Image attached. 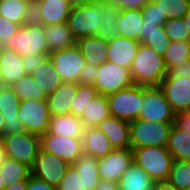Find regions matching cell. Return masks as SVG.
Wrapping results in <instances>:
<instances>
[{"instance_id": "cell-1", "label": "cell", "mask_w": 190, "mask_h": 190, "mask_svg": "<svg viewBox=\"0 0 190 190\" xmlns=\"http://www.w3.org/2000/svg\"><path fill=\"white\" fill-rule=\"evenodd\" d=\"M135 85L159 86L168 73L164 58L152 48L140 43L130 67Z\"/></svg>"}, {"instance_id": "cell-2", "label": "cell", "mask_w": 190, "mask_h": 190, "mask_svg": "<svg viewBox=\"0 0 190 190\" xmlns=\"http://www.w3.org/2000/svg\"><path fill=\"white\" fill-rule=\"evenodd\" d=\"M67 24L76 40L95 36L97 29L102 28L100 4L75 1L67 19Z\"/></svg>"}, {"instance_id": "cell-3", "label": "cell", "mask_w": 190, "mask_h": 190, "mask_svg": "<svg viewBox=\"0 0 190 190\" xmlns=\"http://www.w3.org/2000/svg\"><path fill=\"white\" fill-rule=\"evenodd\" d=\"M174 122L136 119L130 122L131 148L166 147Z\"/></svg>"}, {"instance_id": "cell-4", "label": "cell", "mask_w": 190, "mask_h": 190, "mask_svg": "<svg viewBox=\"0 0 190 190\" xmlns=\"http://www.w3.org/2000/svg\"><path fill=\"white\" fill-rule=\"evenodd\" d=\"M131 149L133 150L134 162H136L151 179L155 182L168 179L174 159L166 147L148 146Z\"/></svg>"}, {"instance_id": "cell-5", "label": "cell", "mask_w": 190, "mask_h": 190, "mask_svg": "<svg viewBox=\"0 0 190 190\" xmlns=\"http://www.w3.org/2000/svg\"><path fill=\"white\" fill-rule=\"evenodd\" d=\"M0 140L7 157L32 168L41 148V136L24 131L3 135Z\"/></svg>"}, {"instance_id": "cell-6", "label": "cell", "mask_w": 190, "mask_h": 190, "mask_svg": "<svg viewBox=\"0 0 190 190\" xmlns=\"http://www.w3.org/2000/svg\"><path fill=\"white\" fill-rule=\"evenodd\" d=\"M111 116L133 121L138 119L143 104V86L132 85L107 96Z\"/></svg>"}, {"instance_id": "cell-7", "label": "cell", "mask_w": 190, "mask_h": 190, "mask_svg": "<svg viewBox=\"0 0 190 190\" xmlns=\"http://www.w3.org/2000/svg\"><path fill=\"white\" fill-rule=\"evenodd\" d=\"M16 51L21 56L32 54H49L45 38L44 25L20 26L16 34L3 46Z\"/></svg>"}, {"instance_id": "cell-8", "label": "cell", "mask_w": 190, "mask_h": 190, "mask_svg": "<svg viewBox=\"0 0 190 190\" xmlns=\"http://www.w3.org/2000/svg\"><path fill=\"white\" fill-rule=\"evenodd\" d=\"M47 99L22 100L18 106V118L25 131L42 136L47 133L50 122Z\"/></svg>"}, {"instance_id": "cell-9", "label": "cell", "mask_w": 190, "mask_h": 190, "mask_svg": "<svg viewBox=\"0 0 190 190\" xmlns=\"http://www.w3.org/2000/svg\"><path fill=\"white\" fill-rule=\"evenodd\" d=\"M97 92L106 96L134 85L129 68L105 61L98 67L94 82Z\"/></svg>"}, {"instance_id": "cell-10", "label": "cell", "mask_w": 190, "mask_h": 190, "mask_svg": "<svg viewBox=\"0 0 190 190\" xmlns=\"http://www.w3.org/2000/svg\"><path fill=\"white\" fill-rule=\"evenodd\" d=\"M175 115L159 86H143V104L138 119L174 122Z\"/></svg>"}, {"instance_id": "cell-11", "label": "cell", "mask_w": 190, "mask_h": 190, "mask_svg": "<svg viewBox=\"0 0 190 190\" xmlns=\"http://www.w3.org/2000/svg\"><path fill=\"white\" fill-rule=\"evenodd\" d=\"M69 166L61 157L40 148L31 168V175L57 188Z\"/></svg>"}, {"instance_id": "cell-12", "label": "cell", "mask_w": 190, "mask_h": 190, "mask_svg": "<svg viewBox=\"0 0 190 190\" xmlns=\"http://www.w3.org/2000/svg\"><path fill=\"white\" fill-rule=\"evenodd\" d=\"M56 72L63 82L78 83L86 61L77 45L49 53Z\"/></svg>"}, {"instance_id": "cell-13", "label": "cell", "mask_w": 190, "mask_h": 190, "mask_svg": "<svg viewBox=\"0 0 190 190\" xmlns=\"http://www.w3.org/2000/svg\"><path fill=\"white\" fill-rule=\"evenodd\" d=\"M133 161L132 149H113L109 154L97 159L100 180L118 183Z\"/></svg>"}, {"instance_id": "cell-14", "label": "cell", "mask_w": 190, "mask_h": 190, "mask_svg": "<svg viewBox=\"0 0 190 190\" xmlns=\"http://www.w3.org/2000/svg\"><path fill=\"white\" fill-rule=\"evenodd\" d=\"M41 148L48 153L61 157L70 165L75 163L83 153L82 138L58 134L42 135Z\"/></svg>"}, {"instance_id": "cell-15", "label": "cell", "mask_w": 190, "mask_h": 190, "mask_svg": "<svg viewBox=\"0 0 190 190\" xmlns=\"http://www.w3.org/2000/svg\"><path fill=\"white\" fill-rule=\"evenodd\" d=\"M175 114L190 111V79L165 76L159 85Z\"/></svg>"}, {"instance_id": "cell-16", "label": "cell", "mask_w": 190, "mask_h": 190, "mask_svg": "<svg viewBox=\"0 0 190 190\" xmlns=\"http://www.w3.org/2000/svg\"><path fill=\"white\" fill-rule=\"evenodd\" d=\"M19 97L11 87H0V112L3 115L5 125L2 130V136L21 133L25 129L18 118Z\"/></svg>"}, {"instance_id": "cell-17", "label": "cell", "mask_w": 190, "mask_h": 190, "mask_svg": "<svg viewBox=\"0 0 190 190\" xmlns=\"http://www.w3.org/2000/svg\"><path fill=\"white\" fill-rule=\"evenodd\" d=\"M140 43L122 36L111 39L108 41L107 61L130 69Z\"/></svg>"}, {"instance_id": "cell-18", "label": "cell", "mask_w": 190, "mask_h": 190, "mask_svg": "<svg viewBox=\"0 0 190 190\" xmlns=\"http://www.w3.org/2000/svg\"><path fill=\"white\" fill-rule=\"evenodd\" d=\"M1 84L10 87L20 78L27 75L22 64V56L16 51L0 47Z\"/></svg>"}, {"instance_id": "cell-19", "label": "cell", "mask_w": 190, "mask_h": 190, "mask_svg": "<svg viewBox=\"0 0 190 190\" xmlns=\"http://www.w3.org/2000/svg\"><path fill=\"white\" fill-rule=\"evenodd\" d=\"M97 127L108 137L114 149H131L129 121L110 116Z\"/></svg>"}, {"instance_id": "cell-20", "label": "cell", "mask_w": 190, "mask_h": 190, "mask_svg": "<svg viewBox=\"0 0 190 190\" xmlns=\"http://www.w3.org/2000/svg\"><path fill=\"white\" fill-rule=\"evenodd\" d=\"M85 125L80 117L71 113L51 116L49 128L46 134H58L74 138H82Z\"/></svg>"}, {"instance_id": "cell-21", "label": "cell", "mask_w": 190, "mask_h": 190, "mask_svg": "<svg viewBox=\"0 0 190 190\" xmlns=\"http://www.w3.org/2000/svg\"><path fill=\"white\" fill-rule=\"evenodd\" d=\"M75 82H63L52 94L47 96L48 110L51 116L70 113V102L77 92Z\"/></svg>"}, {"instance_id": "cell-22", "label": "cell", "mask_w": 190, "mask_h": 190, "mask_svg": "<svg viewBox=\"0 0 190 190\" xmlns=\"http://www.w3.org/2000/svg\"><path fill=\"white\" fill-rule=\"evenodd\" d=\"M82 147L84 153L92 155L96 159L104 157L114 149L108 137L97 126L85 128Z\"/></svg>"}, {"instance_id": "cell-23", "label": "cell", "mask_w": 190, "mask_h": 190, "mask_svg": "<svg viewBox=\"0 0 190 190\" xmlns=\"http://www.w3.org/2000/svg\"><path fill=\"white\" fill-rule=\"evenodd\" d=\"M76 45L86 63L99 67L107 61L108 41L97 36H89L78 39Z\"/></svg>"}, {"instance_id": "cell-24", "label": "cell", "mask_w": 190, "mask_h": 190, "mask_svg": "<svg viewBox=\"0 0 190 190\" xmlns=\"http://www.w3.org/2000/svg\"><path fill=\"white\" fill-rule=\"evenodd\" d=\"M42 10V25L67 23L74 0H39Z\"/></svg>"}, {"instance_id": "cell-25", "label": "cell", "mask_w": 190, "mask_h": 190, "mask_svg": "<svg viewBox=\"0 0 190 190\" xmlns=\"http://www.w3.org/2000/svg\"><path fill=\"white\" fill-rule=\"evenodd\" d=\"M155 181L138 165L132 162L120 181L119 190H153Z\"/></svg>"}, {"instance_id": "cell-26", "label": "cell", "mask_w": 190, "mask_h": 190, "mask_svg": "<svg viewBox=\"0 0 190 190\" xmlns=\"http://www.w3.org/2000/svg\"><path fill=\"white\" fill-rule=\"evenodd\" d=\"M44 28L46 43L48 45V51L50 53L76 45L77 40L74 38L72 31L67 23L46 25Z\"/></svg>"}, {"instance_id": "cell-27", "label": "cell", "mask_w": 190, "mask_h": 190, "mask_svg": "<svg viewBox=\"0 0 190 190\" xmlns=\"http://www.w3.org/2000/svg\"><path fill=\"white\" fill-rule=\"evenodd\" d=\"M31 76L38 82L47 96L52 94L63 83L49 56L42 60L31 73Z\"/></svg>"}, {"instance_id": "cell-28", "label": "cell", "mask_w": 190, "mask_h": 190, "mask_svg": "<svg viewBox=\"0 0 190 190\" xmlns=\"http://www.w3.org/2000/svg\"><path fill=\"white\" fill-rule=\"evenodd\" d=\"M143 20L140 9L121 10L117 22L119 36L140 41L139 31L142 29Z\"/></svg>"}, {"instance_id": "cell-29", "label": "cell", "mask_w": 190, "mask_h": 190, "mask_svg": "<svg viewBox=\"0 0 190 190\" xmlns=\"http://www.w3.org/2000/svg\"><path fill=\"white\" fill-rule=\"evenodd\" d=\"M110 116L111 113L107 96L98 93L89 101L88 106L80 119L87 128L99 125L104 119Z\"/></svg>"}, {"instance_id": "cell-30", "label": "cell", "mask_w": 190, "mask_h": 190, "mask_svg": "<svg viewBox=\"0 0 190 190\" xmlns=\"http://www.w3.org/2000/svg\"><path fill=\"white\" fill-rule=\"evenodd\" d=\"M166 148L174 160L190 161V133L173 124Z\"/></svg>"}, {"instance_id": "cell-31", "label": "cell", "mask_w": 190, "mask_h": 190, "mask_svg": "<svg viewBox=\"0 0 190 190\" xmlns=\"http://www.w3.org/2000/svg\"><path fill=\"white\" fill-rule=\"evenodd\" d=\"M84 182V190H94L100 182L97 159L89 154L82 153L80 158L72 164Z\"/></svg>"}, {"instance_id": "cell-32", "label": "cell", "mask_w": 190, "mask_h": 190, "mask_svg": "<svg viewBox=\"0 0 190 190\" xmlns=\"http://www.w3.org/2000/svg\"><path fill=\"white\" fill-rule=\"evenodd\" d=\"M120 9L112 3L100 4V12L102 13V28L97 29L95 36L110 41L119 36L117 27Z\"/></svg>"}, {"instance_id": "cell-33", "label": "cell", "mask_w": 190, "mask_h": 190, "mask_svg": "<svg viewBox=\"0 0 190 190\" xmlns=\"http://www.w3.org/2000/svg\"><path fill=\"white\" fill-rule=\"evenodd\" d=\"M10 87L19 97L20 101L28 99L42 100L47 98V95L44 93L43 89L40 88V85L31 74H27L20 78Z\"/></svg>"}, {"instance_id": "cell-34", "label": "cell", "mask_w": 190, "mask_h": 190, "mask_svg": "<svg viewBox=\"0 0 190 190\" xmlns=\"http://www.w3.org/2000/svg\"><path fill=\"white\" fill-rule=\"evenodd\" d=\"M30 175L31 169L28 166L9 157L0 166V176H2L5 185L28 180Z\"/></svg>"}, {"instance_id": "cell-35", "label": "cell", "mask_w": 190, "mask_h": 190, "mask_svg": "<svg viewBox=\"0 0 190 190\" xmlns=\"http://www.w3.org/2000/svg\"><path fill=\"white\" fill-rule=\"evenodd\" d=\"M167 70L172 67L181 65L190 58V40L171 41L163 56Z\"/></svg>"}, {"instance_id": "cell-36", "label": "cell", "mask_w": 190, "mask_h": 190, "mask_svg": "<svg viewBox=\"0 0 190 190\" xmlns=\"http://www.w3.org/2000/svg\"><path fill=\"white\" fill-rule=\"evenodd\" d=\"M98 92L92 84H77V92L70 102V113L81 117L86 110L90 100L97 95Z\"/></svg>"}, {"instance_id": "cell-37", "label": "cell", "mask_w": 190, "mask_h": 190, "mask_svg": "<svg viewBox=\"0 0 190 190\" xmlns=\"http://www.w3.org/2000/svg\"><path fill=\"white\" fill-rule=\"evenodd\" d=\"M167 180L178 190L190 188V161L173 160Z\"/></svg>"}, {"instance_id": "cell-38", "label": "cell", "mask_w": 190, "mask_h": 190, "mask_svg": "<svg viewBox=\"0 0 190 190\" xmlns=\"http://www.w3.org/2000/svg\"><path fill=\"white\" fill-rule=\"evenodd\" d=\"M26 1L0 0V15L22 26L25 21Z\"/></svg>"}, {"instance_id": "cell-39", "label": "cell", "mask_w": 190, "mask_h": 190, "mask_svg": "<svg viewBox=\"0 0 190 190\" xmlns=\"http://www.w3.org/2000/svg\"><path fill=\"white\" fill-rule=\"evenodd\" d=\"M154 3L167 19L182 18L190 10V1L188 0H156Z\"/></svg>"}, {"instance_id": "cell-40", "label": "cell", "mask_w": 190, "mask_h": 190, "mask_svg": "<svg viewBox=\"0 0 190 190\" xmlns=\"http://www.w3.org/2000/svg\"><path fill=\"white\" fill-rule=\"evenodd\" d=\"M163 28L171 41L190 40V34L187 25L182 18H170L163 23Z\"/></svg>"}, {"instance_id": "cell-41", "label": "cell", "mask_w": 190, "mask_h": 190, "mask_svg": "<svg viewBox=\"0 0 190 190\" xmlns=\"http://www.w3.org/2000/svg\"><path fill=\"white\" fill-rule=\"evenodd\" d=\"M171 40L164 31L163 26H158L155 31L145 35V40L142 44L152 48L160 56H164L167 47L170 45Z\"/></svg>"}, {"instance_id": "cell-42", "label": "cell", "mask_w": 190, "mask_h": 190, "mask_svg": "<svg viewBox=\"0 0 190 190\" xmlns=\"http://www.w3.org/2000/svg\"><path fill=\"white\" fill-rule=\"evenodd\" d=\"M84 182L77 170L70 165L57 190H84Z\"/></svg>"}, {"instance_id": "cell-43", "label": "cell", "mask_w": 190, "mask_h": 190, "mask_svg": "<svg viewBox=\"0 0 190 190\" xmlns=\"http://www.w3.org/2000/svg\"><path fill=\"white\" fill-rule=\"evenodd\" d=\"M42 24V10L39 0L27 3L24 26H37Z\"/></svg>"}, {"instance_id": "cell-44", "label": "cell", "mask_w": 190, "mask_h": 190, "mask_svg": "<svg viewBox=\"0 0 190 190\" xmlns=\"http://www.w3.org/2000/svg\"><path fill=\"white\" fill-rule=\"evenodd\" d=\"M20 25L9 21L7 18L0 15V47H3L9 38L19 30Z\"/></svg>"}, {"instance_id": "cell-45", "label": "cell", "mask_w": 190, "mask_h": 190, "mask_svg": "<svg viewBox=\"0 0 190 190\" xmlns=\"http://www.w3.org/2000/svg\"><path fill=\"white\" fill-rule=\"evenodd\" d=\"M141 10L146 22L164 23L167 20L166 16L162 14L160 8L154 2L149 1Z\"/></svg>"}, {"instance_id": "cell-46", "label": "cell", "mask_w": 190, "mask_h": 190, "mask_svg": "<svg viewBox=\"0 0 190 190\" xmlns=\"http://www.w3.org/2000/svg\"><path fill=\"white\" fill-rule=\"evenodd\" d=\"M49 54H29L22 56V64L27 74H31Z\"/></svg>"}, {"instance_id": "cell-47", "label": "cell", "mask_w": 190, "mask_h": 190, "mask_svg": "<svg viewBox=\"0 0 190 190\" xmlns=\"http://www.w3.org/2000/svg\"><path fill=\"white\" fill-rule=\"evenodd\" d=\"M98 66L86 63L80 72L78 84H94L97 76Z\"/></svg>"}, {"instance_id": "cell-48", "label": "cell", "mask_w": 190, "mask_h": 190, "mask_svg": "<svg viewBox=\"0 0 190 190\" xmlns=\"http://www.w3.org/2000/svg\"><path fill=\"white\" fill-rule=\"evenodd\" d=\"M166 76L185 77L190 79V58L184 61L181 65L172 67Z\"/></svg>"}, {"instance_id": "cell-49", "label": "cell", "mask_w": 190, "mask_h": 190, "mask_svg": "<svg viewBox=\"0 0 190 190\" xmlns=\"http://www.w3.org/2000/svg\"><path fill=\"white\" fill-rule=\"evenodd\" d=\"M150 0H117L114 4L120 10L142 9Z\"/></svg>"}, {"instance_id": "cell-50", "label": "cell", "mask_w": 190, "mask_h": 190, "mask_svg": "<svg viewBox=\"0 0 190 190\" xmlns=\"http://www.w3.org/2000/svg\"><path fill=\"white\" fill-rule=\"evenodd\" d=\"M26 190H57V188L30 175L27 180Z\"/></svg>"}, {"instance_id": "cell-51", "label": "cell", "mask_w": 190, "mask_h": 190, "mask_svg": "<svg viewBox=\"0 0 190 190\" xmlns=\"http://www.w3.org/2000/svg\"><path fill=\"white\" fill-rule=\"evenodd\" d=\"M174 124L190 133V111L179 112L175 115Z\"/></svg>"}, {"instance_id": "cell-52", "label": "cell", "mask_w": 190, "mask_h": 190, "mask_svg": "<svg viewBox=\"0 0 190 190\" xmlns=\"http://www.w3.org/2000/svg\"><path fill=\"white\" fill-rule=\"evenodd\" d=\"M158 26H163V23H151L143 20L142 29L139 31L140 42L142 43L145 40V35H148L155 31V28H157Z\"/></svg>"}, {"instance_id": "cell-53", "label": "cell", "mask_w": 190, "mask_h": 190, "mask_svg": "<svg viewBox=\"0 0 190 190\" xmlns=\"http://www.w3.org/2000/svg\"><path fill=\"white\" fill-rule=\"evenodd\" d=\"M94 190H119L118 183L107 180H100Z\"/></svg>"}, {"instance_id": "cell-54", "label": "cell", "mask_w": 190, "mask_h": 190, "mask_svg": "<svg viewBox=\"0 0 190 190\" xmlns=\"http://www.w3.org/2000/svg\"><path fill=\"white\" fill-rule=\"evenodd\" d=\"M153 190H178L168 180L156 181Z\"/></svg>"}, {"instance_id": "cell-55", "label": "cell", "mask_w": 190, "mask_h": 190, "mask_svg": "<svg viewBox=\"0 0 190 190\" xmlns=\"http://www.w3.org/2000/svg\"><path fill=\"white\" fill-rule=\"evenodd\" d=\"M27 180L6 185L3 190H26Z\"/></svg>"}, {"instance_id": "cell-56", "label": "cell", "mask_w": 190, "mask_h": 190, "mask_svg": "<svg viewBox=\"0 0 190 190\" xmlns=\"http://www.w3.org/2000/svg\"><path fill=\"white\" fill-rule=\"evenodd\" d=\"M6 158H7V155H6L4 146H3V144L1 143V140H0V166L4 163Z\"/></svg>"}, {"instance_id": "cell-57", "label": "cell", "mask_w": 190, "mask_h": 190, "mask_svg": "<svg viewBox=\"0 0 190 190\" xmlns=\"http://www.w3.org/2000/svg\"><path fill=\"white\" fill-rule=\"evenodd\" d=\"M74 1H86V2L94 3V4H109V3H112V0H74Z\"/></svg>"}, {"instance_id": "cell-58", "label": "cell", "mask_w": 190, "mask_h": 190, "mask_svg": "<svg viewBox=\"0 0 190 190\" xmlns=\"http://www.w3.org/2000/svg\"><path fill=\"white\" fill-rule=\"evenodd\" d=\"M183 19H184L185 24L187 25V29L190 34V10L187 14L184 15Z\"/></svg>"}, {"instance_id": "cell-59", "label": "cell", "mask_w": 190, "mask_h": 190, "mask_svg": "<svg viewBox=\"0 0 190 190\" xmlns=\"http://www.w3.org/2000/svg\"><path fill=\"white\" fill-rule=\"evenodd\" d=\"M5 125L4 118L2 113L0 112V138L2 137V130Z\"/></svg>"}, {"instance_id": "cell-60", "label": "cell", "mask_w": 190, "mask_h": 190, "mask_svg": "<svg viewBox=\"0 0 190 190\" xmlns=\"http://www.w3.org/2000/svg\"><path fill=\"white\" fill-rule=\"evenodd\" d=\"M5 186L2 176H0V190H3Z\"/></svg>"}, {"instance_id": "cell-61", "label": "cell", "mask_w": 190, "mask_h": 190, "mask_svg": "<svg viewBox=\"0 0 190 190\" xmlns=\"http://www.w3.org/2000/svg\"><path fill=\"white\" fill-rule=\"evenodd\" d=\"M17 1H26V2H29V1H31V0H17Z\"/></svg>"}]
</instances>
